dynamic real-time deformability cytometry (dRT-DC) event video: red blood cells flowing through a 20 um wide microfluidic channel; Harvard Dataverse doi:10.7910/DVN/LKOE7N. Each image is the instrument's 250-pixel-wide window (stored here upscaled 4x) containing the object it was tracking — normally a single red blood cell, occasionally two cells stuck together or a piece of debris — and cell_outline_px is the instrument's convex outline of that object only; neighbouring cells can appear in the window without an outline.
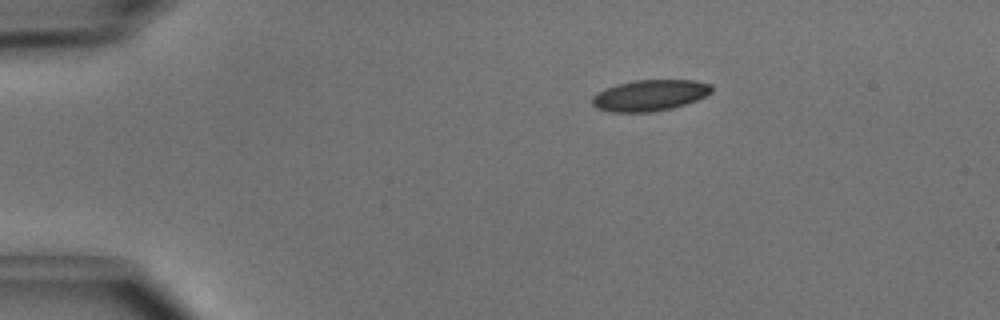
{"species": "common noctule bat (a hibernating species)", "species_latin": "Nyctalus noctula", "temperature_condition": "cold", "stored_images_in_passage": 42, "camera_frame_rate_fps": 3000, "um_per_image_px": 0.085, "animal": {"sex": "male", "body_mass_g": 15.6}, "frame": {"image": 1, "passage_image": 1, "time_ms": 0.0, "image_size_px": [1000, 320], "cell_outline_px": [[712, 92], [696, 100], [672, 108], [652, 112], [612, 112], [596, 108], [592, 104], [592, 96], [596, 92], [604, 88], [616, 84], [636, 80], [696, 80], [712, 84]], "centroid_in_image_um": [55.21, 8.1], "position_along_channel_um": 29.8, "area_um2": 21.79}}
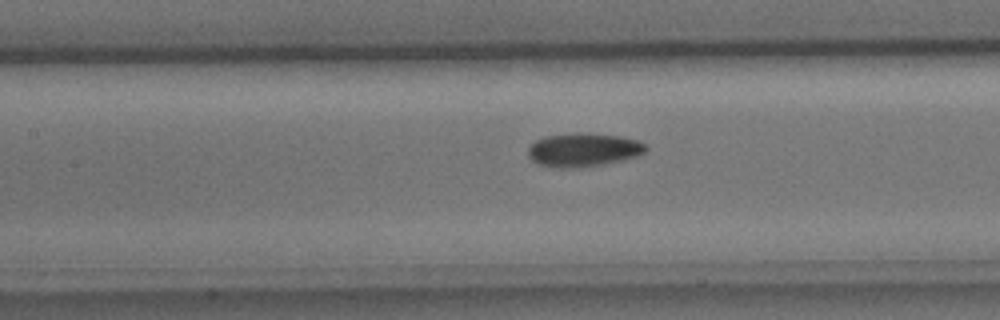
{"frame": {"image": 2, "passage_image": 15, "time_ms": 4.667, "image_size_px": [1000, 320], "cell_outline_px": [[648, 148], [640, 156], [624, 160], [600, 164], [560, 168], [552, 168], [540, 164], [532, 160], [528, 156], [528, 148], [536, 140], [544, 136], [576, 132], [588, 132], [620, 136], [640, 140]], "centroid_in_image_um": [49.61, 12.71], "position_along_channel_um": 157.8, "area_um2": 23.18}}
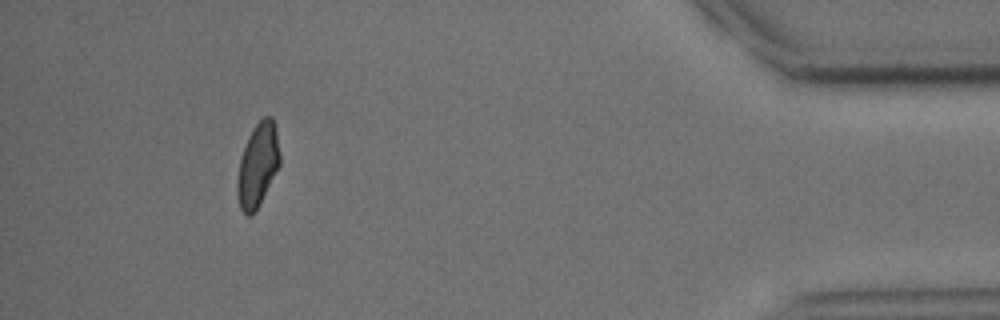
{"frame": {"image": 3, "passage_image": 38, "time_ms": 12.333, "image_size_px": [1000, 320], "cell_outline_px": [[280, 164], [252, 216], [244, 216], [240, 208], [236, 192], [236, 180], [240, 160], [248, 136], [252, 128], [264, 116], [272, 116], [276, 124], [280, 152]], "centroid_in_image_um": [21.9, 14.0], "position_along_channel_um": 413.3, "area_um2": 20.81}, "authors_computed_cell_mechanics": {"area_um2": 21.8484, "velocity_mm_per_s": 4.049, "shape_relaxation_time_tau1_ms": 3.3419, "shape_relaxation_time_tau2_ms": 5.1907, "deformation_change_tau1": 0.0899, "deformation_change_tau2": 0.0624}}